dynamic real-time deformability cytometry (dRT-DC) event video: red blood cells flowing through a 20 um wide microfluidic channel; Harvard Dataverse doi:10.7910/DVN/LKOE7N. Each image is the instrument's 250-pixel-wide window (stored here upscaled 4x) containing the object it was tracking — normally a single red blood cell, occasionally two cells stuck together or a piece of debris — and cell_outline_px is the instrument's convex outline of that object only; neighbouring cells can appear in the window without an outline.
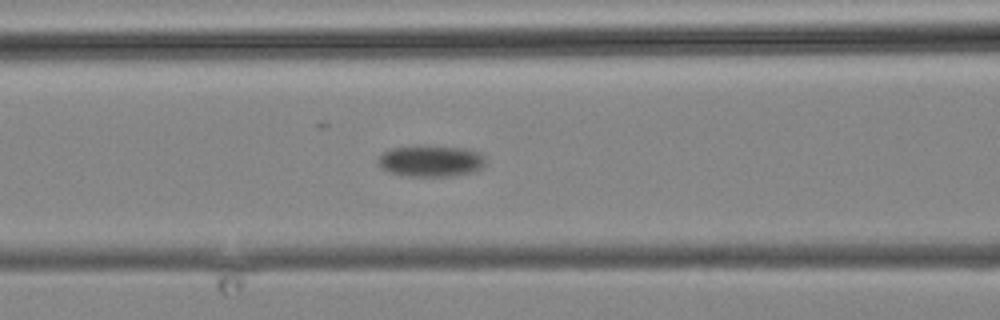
{"species": "common noctule bat (a hibernating species)", "species_latin": "Nyctalus noctula", "temperature_condition": "cold", "stored_images_in_passage": 9, "camera_frame_rate_fps": 3000, "um_per_image_px": 0.085, "animal": {"sex": "male", "body_mass_g": 19.2, "forearm_length_mm": 51.8}, "frame": {"image": 1, "passage_image": 9, "time_ms": 10.0, "image_size_px": [1000, 320], "cell_outline_px": [[484, 164], [480, 168], [472, 172], [448, 176], [408, 176], [392, 172], [380, 168], [376, 160], [384, 152], [392, 148], [420, 144], [464, 148], [480, 152], [484, 156]], "centroid_in_image_um": [36.59, 13.65], "position_along_channel_um": 130.0, "area_um2": 19.83}}